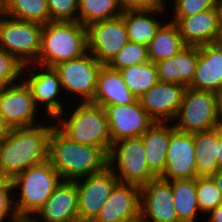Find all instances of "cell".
Here are the masks:
<instances>
[{
  "label": "cell",
  "mask_w": 222,
  "mask_h": 222,
  "mask_svg": "<svg viewBox=\"0 0 222 222\" xmlns=\"http://www.w3.org/2000/svg\"><path fill=\"white\" fill-rule=\"evenodd\" d=\"M166 9V7H160L148 10L123 11L121 15L127 28L128 40L148 47L157 30L163 24V21H159L161 19L160 16L157 17V14H162Z\"/></svg>",
  "instance_id": "cell-25"
},
{
  "label": "cell",
  "mask_w": 222,
  "mask_h": 222,
  "mask_svg": "<svg viewBox=\"0 0 222 222\" xmlns=\"http://www.w3.org/2000/svg\"><path fill=\"white\" fill-rule=\"evenodd\" d=\"M23 74V79L31 88L36 107L44 105L42 109L46 110L51 119L56 120L66 106L58 99L64 92H61L63 89L57 72L53 67L31 63L24 66Z\"/></svg>",
  "instance_id": "cell-10"
},
{
  "label": "cell",
  "mask_w": 222,
  "mask_h": 222,
  "mask_svg": "<svg viewBox=\"0 0 222 222\" xmlns=\"http://www.w3.org/2000/svg\"><path fill=\"white\" fill-rule=\"evenodd\" d=\"M218 114L220 121H222V89L217 93Z\"/></svg>",
  "instance_id": "cell-44"
},
{
  "label": "cell",
  "mask_w": 222,
  "mask_h": 222,
  "mask_svg": "<svg viewBox=\"0 0 222 222\" xmlns=\"http://www.w3.org/2000/svg\"><path fill=\"white\" fill-rule=\"evenodd\" d=\"M42 29V24L18 20L2 14L0 48L13 54L24 65L35 63L41 50Z\"/></svg>",
  "instance_id": "cell-8"
},
{
  "label": "cell",
  "mask_w": 222,
  "mask_h": 222,
  "mask_svg": "<svg viewBox=\"0 0 222 222\" xmlns=\"http://www.w3.org/2000/svg\"><path fill=\"white\" fill-rule=\"evenodd\" d=\"M217 160H218L219 170H222V132L220 128H219V151H218Z\"/></svg>",
  "instance_id": "cell-42"
},
{
  "label": "cell",
  "mask_w": 222,
  "mask_h": 222,
  "mask_svg": "<svg viewBox=\"0 0 222 222\" xmlns=\"http://www.w3.org/2000/svg\"><path fill=\"white\" fill-rule=\"evenodd\" d=\"M123 80L138 99L159 82L155 63L148 61L119 70Z\"/></svg>",
  "instance_id": "cell-30"
},
{
  "label": "cell",
  "mask_w": 222,
  "mask_h": 222,
  "mask_svg": "<svg viewBox=\"0 0 222 222\" xmlns=\"http://www.w3.org/2000/svg\"><path fill=\"white\" fill-rule=\"evenodd\" d=\"M37 109L31 88L23 78L19 83L0 89V116L10 128L43 123L36 122Z\"/></svg>",
  "instance_id": "cell-13"
},
{
  "label": "cell",
  "mask_w": 222,
  "mask_h": 222,
  "mask_svg": "<svg viewBox=\"0 0 222 222\" xmlns=\"http://www.w3.org/2000/svg\"><path fill=\"white\" fill-rule=\"evenodd\" d=\"M117 3L123 11L168 7L164 0H117Z\"/></svg>",
  "instance_id": "cell-38"
},
{
  "label": "cell",
  "mask_w": 222,
  "mask_h": 222,
  "mask_svg": "<svg viewBox=\"0 0 222 222\" xmlns=\"http://www.w3.org/2000/svg\"><path fill=\"white\" fill-rule=\"evenodd\" d=\"M141 187L118 182L92 222H124L140 216Z\"/></svg>",
  "instance_id": "cell-20"
},
{
  "label": "cell",
  "mask_w": 222,
  "mask_h": 222,
  "mask_svg": "<svg viewBox=\"0 0 222 222\" xmlns=\"http://www.w3.org/2000/svg\"><path fill=\"white\" fill-rule=\"evenodd\" d=\"M188 87L215 94L222 89V41L199 46V60Z\"/></svg>",
  "instance_id": "cell-21"
},
{
  "label": "cell",
  "mask_w": 222,
  "mask_h": 222,
  "mask_svg": "<svg viewBox=\"0 0 222 222\" xmlns=\"http://www.w3.org/2000/svg\"><path fill=\"white\" fill-rule=\"evenodd\" d=\"M174 120L176 130L192 134L218 127L217 94L186 87Z\"/></svg>",
  "instance_id": "cell-7"
},
{
  "label": "cell",
  "mask_w": 222,
  "mask_h": 222,
  "mask_svg": "<svg viewBox=\"0 0 222 222\" xmlns=\"http://www.w3.org/2000/svg\"><path fill=\"white\" fill-rule=\"evenodd\" d=\"M185 46L177 25L172 21H167L160 26L148 45L149 60L156 63L169 59Z\"/></svg>",
  "instance_id": "cell-28"
},
{
  "label": "cell",
  "mask_w": 222,
  "mask_h": 222,
  "mask_svg": "<svg viewBox=\"0 0 222 222\" xmlns=\"http://www.w3.org/2000/svg\"><path fill=\"white\" fill-rule=\"evenodd\" d=\"M104 110L109 122L112 144L121 139L141 137L155 122L139 99L131 104L107 105Z\"/></svg>",
  "instance_id": "cell-14"
},
{
  "label": "cell",
  "mask_w": 222,
  "mask_h": 222,
  "mask_svg": "<svg viewBox=\"0 0 222 222\" xmlns=\"http://www.w3.org/2000/svg\"><path fill=\"white\" fill-rule=\"evenodd\" d=\"M101 64L89 51L80 57L53 66L61 81L63 91L79 96L81 103L92 102L96 91Z\"/></svg>",
  "instance_id": "cell-9"
},
{
  "label": "cell",
  "mask_w": 222,
  "mask_h": 222,
  "mask_svg": "<svg viewBox=\"0 0 222 222\" xmlns=\"http://www.w3.org/2000/svg\"><path fill=\"white\" fill-rule=\"evenodd\" d=\"M60 174L49 160L31 166L12 179L14 206L19 218L32 219L61 183ZM20 189V190H19ZM17 197V198H16Z\"/></svg>",
  "instance_id": "cell-3"
},
{
  "label": "cell",
  "mask_w": 222,
  "mask_h": 222,
  "mask_svg": "<svg viewBox=\"0 0 222 222\" xmlns=\"http://www.w3.org/2000/svg\"><path fill=\"white\" fill-rule=\"evenodd\" d=\"M215 181L217 188L219 189L222 196V170H218L215 174L211 176Z\"/></svg>",
  "instance_id": "cell-41"
},
{
  "label": "cell",
  "mask_w": 222,
  "mask_h": 222,
  "mask_svg": "<svg viewBox=\"0 0 222 222\" xmlns=\"http://www.w3.org/2000/svg\"><path fill=\"white\" fill-rule=\"evenodd\" d=\"M87 50L103 65L128 43L127 28L122 15L86 26Z\"/></svg>",
  "instance_id": "cell-11"
},
{
  "label": "cell",
  "mask_w": 222,
  "mask_h": 222,
  "mask_svg": "<svg viewBox=\"0 0 222 222\" xmlns=\"http://www.w3.org/2000/svg\"><path fill=\"white\" fill-rule=\"evenodd\" d=\"M10 127L4 122L0 116V142L8 135Z\"/></svg>",
  "instance_id": "cell-40"
},
{
  "label": "cell",
  "mask_w": 222,
  "mask_h": 222,
  "mask_svg": "<svg viewBox=\"0 0 222 222\" xmlns=\"http://www.w3.org/2000/svg\"><path fill=\"white\" fill-rule=\"evenodd\" d=\"M117 0H78V22L83 26L120 16Z\"/></svg>",
  "instance_id": "cell-31"
},
{
  "label": "cell",
  "mask_w": 222,
  "mask_h": 222,
  "mask_svg": "<svg viewBox=\"0 0 222 222\" xmlns=\"http://www.w3.org/2000/svg\"><path fill=\"white\" fill-rule=\"evenodd\" d=\"M222 132V121H220L219 126H218Z\"/></svg>",
  "instance_id": "cell-49"
},
{
  "label": "cell",
  "mask_w": 222,
  "mask_h": 222,
  "mask_svg": "<svg viewBox=\"0 0 222 222\" xmlns=\"http://www.w3.org/2000/svg\"><path fill=\"white\" fill-rule=\"evenodd\" d=\"M197 177L212 176L219 170V127L194 133Z\"/></svg>",
  "instance_id": "cell-26"
},
{
  "label": "cell",
  "mask_w": 222,
  "mask_h": 222,
  "mask_svg": "<svg viewBox=\"0 0 222 222\" xmlns=\"http://www.w3.org/2000/svg\"><path fill=\"white\" fill-rule=\"evenodd\" d=\"M48 160L62 180L70 181L108 167V154L102 148L73 141L56 125L49 136Z\"/></svg>",
  "instance_id": "cell-2"
},
{
  "label": "cell",
  "mask_w": 222,
  "mask_h": 222,
  "mask_svg": "<svg viewBox=\"0 0 222 222\" xmlns=\"http://www.w3.org/2000/svg\"><path fill=\"white\" fill-rule=\"evenodd\" d=\"M24 66L13 54L0 48V89L20 81Z\"/></svg>",
  "instance_id": "cell-34"
},
{
  "label": "cell",
  "mask_w": 222,
  "mask_h": 222,
  "mask_svg": "<svg viewBox=\"0 0 222 222\" xmlns=\"http://www.w3.org/2000/svg\"><path fill=\"white\" fill-rule=\"evenodd\" d=\"M175 130L173 124L154 122L141 135L148 167L157 177H160L165 170L170 136Z\"/></svg>",
  "instance_id": "cell-24"
},
{
  "label": "cell",
  "mask_w": 222,
  "mask_h": 222,
  "mask_svg": "<svg viewBox=\"0 0 222 222\" xmlns=\"http://www.w3.org/2000/svg\"><path fill=\"white\" fill-rule=\"evenodd\" d=\"M174 17H187L215 7V0H172Z\"/></svg>",
  "instance_id": "cell-36"
},
{
  "label": "cell",
  "mask_w": 222,
  "mask_h": 222,
  "mask_svg": "<svg viewBox=\"0 0 222 222\" xmlns=\"http://www.w3.org/2000/svg\"><path fill=\"white\" fill-rule=\"evenodd\" d=\"M53 123L10 128L0 142V167L11 180L25 169L48 160L49 136L56 121Z\"/></svg>",
  "instance_id": "cell-1"
},
{
  "label": "cell",
  "mask_w": 222,
  "mask_h": 222,
  "mask_svg": "<svg viewBox=\"0 0 222 222\" xmlns=\"http://www.w3.org/2000/svg\"><path fill=\"white\" fill-rule=\"evenodd\" d=\"M140 215L143 222H179L168 180L156 177L141 186Z\"/></svg>",
  "instance_id": "cell-15"
},
{
  "label": "cell",
  "mask_w": 222,
  "mask_h": 222,
  "mask_svg": "<svg viewBox=\"0 0 222 222\" xmlns=\"http://www.w3.org/2000/svg\"><path fill=\"white\" fill-rule=\"evenodd\" d=\"M196 177L194 133L175 130L170 136L165 170L160 178L170 181Z\"/></svg>",
  "instance_id": "cell-16"
},
{
  "label": "cell",
  "mask_w": 222,
  "mask_h": 222,
  "mask_svg": "<svg viewBox=\"0 0 222 222\" xmlns=\"http://www.w3.org/2000/svg\"><path fill=\"white\" fill-rule=\"evenodd\" d=\"M215 7L219 17V22L222 27V0H215Z\"/></svg>",
  "instance_id": "cell-43"
},
{
  "label": "cell",
  "mask_w": 222,
  "mask_h": 222,
  "mask_svg": "<svg viewBox=\"0 0 222 222\" xmlns=\"http://www.w3.org/2000/svg\"><path fill=\"white\" fill-rule=\"evenodd\" d=\"M2 6L3 14L14 19L42 25L50 22L47 0H2Z\"/></svg>",
  "instance_id": "cell-29"
},
{
  "label": "cell",
  "mask_w": 222,
  "mask_h": 222,
  "mask_svg": "<svg viewBox=\"0 0 222 222\" xmlns=\"http://www.w3.org/2000/svg\"><path fill=\"white\" fill-rule=\"evenodd\" d=\"M197 200L201 215L208 214L222 203V196L211 176L196 177Z\"/></svg>",
  "instance_id": "cell-32"
},
{
  "label": "cell",
  "mask_w": 222,
  "mask_h": 222,
  "mask_svg": "<svg viewBox=\"0 0 222 222\" xmlns=\"http://www.w3.org/2000/svg\"><path fill=\"white\" fill-rule=\"evenodd\" d=\"M108 167L119 182L140 187L157 177L148 167L141 137L114 142L108 153Z\"/></svg>",
  "instance_id": "cell-6"
},
{
  "label": "cell",
  "mask_w": 222,
  "mask_h": 222,
  "mask_svg": "<svg viewBox=\"0 0 222 222\" xmlns=\"http://www.w3.org/2000/svg\"><path fill=\"white\" fill-rule=\"evenodd\" d=\"M13 222H33L32 219H26V218H18L17 220Z\"/></svg>",
  "instance_id": "cell-47"
},
{
  "label": "cell",
  "mask_w": 222,
  "mask_h": 222,
  "mask_svg": "<svg viewBox=\"0 0 222 222\" xmlns=\"http://www.w3.org/2000/svg\"><path fill=\"white\" fill-rule=\"evenodd\" d=\"M13 183L10 180L5 186L0 187V222H5L8 217H12V220L15 221L19 217L16 214L14 206V197L13 194Z\"/></svg>",
  "instance_id": "cell-37"
},
{
  "label": "cell",
  "mask_w": 222,
  "mask_h": 222,
  "mask_svg": "<svg viewBox=\"0 0 222 222\" xmlns=\"http://www.w3.org/2000/svg\"><path fill=\"white\" fill-rule=\"evenodd\" d=\"M87 51L85 26L78 21H50L43 25L41 50L35 64L53 67Z\"/></svg>",
  "instance_id": "cell-4"
},
{
  "label": "cell",
  "mask_w": 222,
  "mask_h": 222,
  "mask_svg": "<svg viewBox=\"0 0 222 222\" xmlns=\"http://www.w3.org/2000/svg\"><path fill=\"white\" fill-rule=\"evenodd\" d=\"M185 86L159 81L139 101L155 122H174L182 103Z\"/></svg>",
  "instance_id": "cell-18"
},
{
  "label": "cell",
  "mask_w": 222,
  "mask_h": 222,
  "mask_svg": "<svg viewBox=\"0 0 222 222\" xmlns=\"http://www.w3.org/2000/svg\"><path fill=\"white\" fill-rule=\"evenodd\" d=\"M3 14V6H2V0H0V17Z\"/></svg>",
  "instance_id": "cell-48"
},
{
  "label": "cell",
  "mask_w": 222,
  "mask_h": 222,
  "mask_svg": "<svg viewBox=\"0 0 222 222\" xmlns=\"http://www.w3.org/2000/svg\"><path fill=\"white\" fill-rule=\"evenodd\" d=\"M185 45L202 46L222 41V27L216 7L187 17H173Z\"/></svg>",
  "instance_id": "cell-17"
},
{
  "label": "cell",
  "mask_w": 222,
  "mask_h": 222,
  "mask_svg": "<svg viewBox=\"0 0 222 222\" xmlns=\"http://www.w3.org/2000/svg\"><path fill=\"white\" fill-rule=\"evenodd\" d=\"M47 6L50 21H78V0H47Z\"/></svg>",
  "instance_id": "cell-35"
},
{
  "label": "cell",
  "mask_w": 222,
  "mask_h": 222,
  "mask_svg": "<svg viewBox=\"0 0 222 222\" xmlns=\"http://www.w3.org/2000/svg\"><path fill=\"white\" fill-rule=\"evenodd\" d=\"M179 222H196L198 207L196 178L170 180Z\"/></svg>",
  "instance_id": "cell-27"
},
{
  "label": "cell",
  "mask_w": 222,
  "mask_h": 222,
  "mask_svg": "<svg viewBox=\"0 0 222 222\" xmlns=\"http://www.w3.org/2000/svg\"><path fill=\"white\" fill-rule=\"evenodd\" d=\"M198 60L199 46L186 45L171 58L155 63L159 81L188 87L194 78Z\"/></svg>",
  "instance_id": "cell-22"
},
{
  "label": "cell",
  "mask_w": 222,
  "mask_h": 222,
  "mask_svg": "<svg viewBox=\"0 0 222 222\" xmlns=\"http://www.w3.org/2000/svg\"><path fill=\"white\" fill-rule=\"evenodd\" d=\"M75 181L78 190L79 222H92L108 200L119 179L107 167L102 172Z\"/></svg>",
  "instance_id": "cell-12"
},
{
  "label": "cell",
  "mask_w": 222,
  "mask_h": 222,
  "mask_svg": "<svg viewBox=\"0 0 222 222\" xmlns=\"http://www.w3.org/2000/svg\"><path fill=\"white\" fill-rule=\"evenodd\" d=\"M11 179L5 174L4 170L0 167V187L5 186Z\"/></svg>",
  "instance_id": "cell-45"
},
{
  "label": "cell",
  "mask_w": 222,
  "mask_h": 222,
  "mask_svg": "<svg viewBox=\"0 0 222 222\" xmlns=\"http://www.w3.org/2000/svg\"><path fill=\"white\" fill-rule=\"evenodd\" d=\"M148 61H150L148 47L128 41L107 65L112 69L121 70L125 67Z\"/></svg>",
  "instance_id": "cell-33"
},
{
  "label": "cell",
  "mask_w": 222,
  "mask_h": 222,
  "mask_svg": "<svg viewBox=\"0 0 222 222\" xmlns=\"http://www.w3.org/2000/svg\"><path fill=\"white\" fill-rule=\"evenodd\" d=\"M124 222H143V220H142L141 215H140L138 217H135L133 219H130V220H127V221H124Z\"/></svg>",
  "instance_id": "cell-46"
},
{
  "label": "cell",
  "mask_w": 222,
  "mask_h": 222,
  "mask_svg": "<svg viewBox=\"0 0 222 222\" xmlns=\"http://www.w3.org/2000/svg\"><path fill=\"white\" fill-rule=\"evenodd\" d=\"M208 222H222V203L207 214Z\"/></svg>",
  "instance_id": "cell-39"
},
{
  "label": "cell",
  "mask_w": 222,
  "mask_h": 222,
  "mask_svg": "<svg viewBox=\"0 0 222 222\" xmlns=\"http://www.w3.org/2000/svg\"><path fill=\"white\" fill-rule=\"evenodd\" d=\"M32 221L79 222L76 181L62 180Z\"/></svg>",
  "instance_id": "cell-19"
},
{
  "label": "cell",
  "mask_w": 222,
  "mask_h": 222,
  "mask_svg": "<svg viewBox=\"0 0 222 222\" xmlns=\"http://www.w3.org/2000/svg\"><path fill=\"white\" fill-rule=\"evenodd\" d=\"M137 100L138 98L126 86L120 71L102 65L91 103L104 108L107 105L131 104Z\"/></svg>",
  "instance_id": "cell-23"
},
{
  "label": "cell",
  "mask_w": 222,
  "mask_h": 222,
  "mask_svg": "<svg viewBox=\"0 0 222 222\" xmlns=\"http://www.w3.org/2000/svg\"><path fill=\"white\" fill-rule=\"evenodd\" d=\"M79 103L69 116L65 109L56 119V126L71 140L100 147L108 154L112 137L104 108L91 102Z\"/></svg>",
  "instance_id": "cell-5"
}]
</instances>
